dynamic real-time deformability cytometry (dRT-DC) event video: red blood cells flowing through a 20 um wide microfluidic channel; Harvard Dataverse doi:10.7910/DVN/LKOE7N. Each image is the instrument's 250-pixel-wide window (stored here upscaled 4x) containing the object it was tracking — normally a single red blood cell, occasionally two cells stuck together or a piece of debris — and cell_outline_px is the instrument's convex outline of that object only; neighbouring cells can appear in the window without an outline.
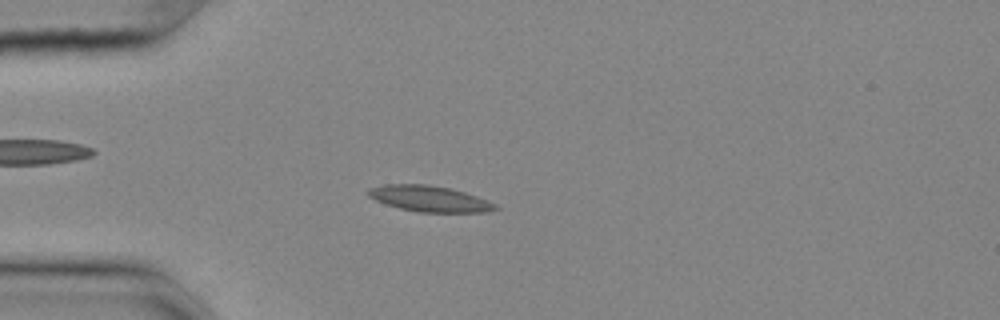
{"species": "common noctule bat (a hibernating species)", "species_latin": "Nyctalus noctula", "temperature_condition": "cold", "stored_images_in_passage": 56, "camera_frame_rate_fps": 3000, "um_per_image_px": 0.085, "animal": {"sex": "female", "body_mass_g": 25.1}, "frame": {"image": 1, "passage_image": 15, "time_ms": 4.667, "image_size_px": [1000, 320], "cell_outline_px": [[500, 208], [484, 212], [420, 212], [400, 208], [384, 204], [368, 196], [364, 192], [368, 188], [384, 184], [428, 184], [452, 188], [488, 200], [496, 204]], "centroid_in_image_um": [36.47, 16.88], "position_along_channel_um": 48.5, "area_um2": 19.36}}
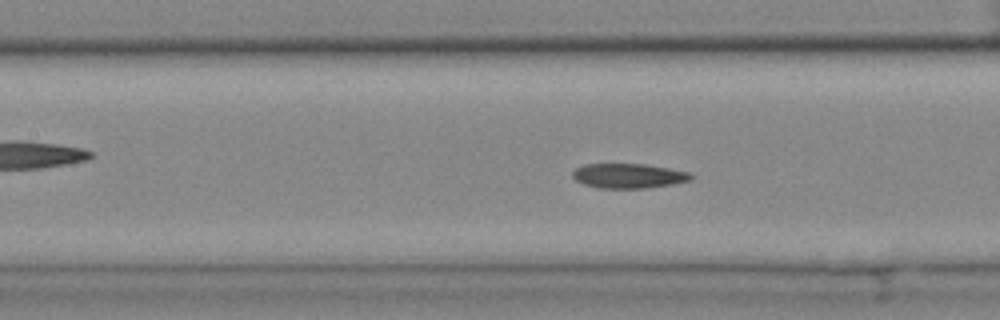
{"frame": {"image": 2, "passage_image": 25, "time_ms": 8.0, "image_size_px": [1000, 320], "cell_outline_px": [[696, 176], [692, 180], [672, 184], [648, 188], [600, 188], [584, 184], [576, 180], [572, 176], [572, 172], [576, 168], [584, 164], [644, 164], [668, 168], [688, 172]], "centroid_in_image_um": [53.45, 14.95], "position_along_channel_um": 154.0, "area_um2": 17.05}}
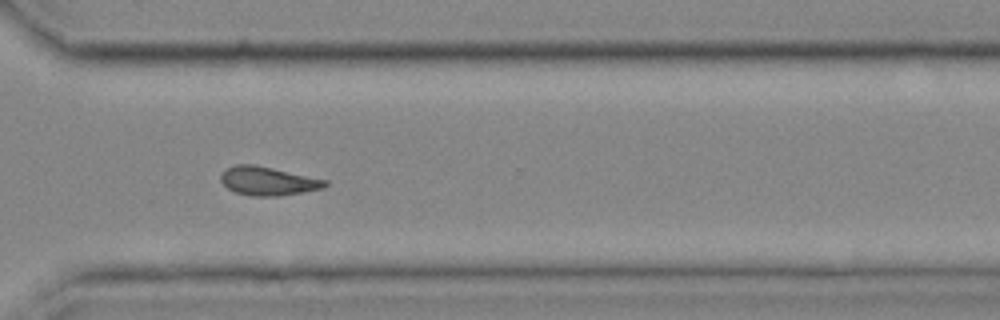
{"frame": {"image": 3, "passage_image": 41, "time_ms": 13.333, "image_size_px": [1000, 320], "cell_outline_px": [[328, 184], [324, 188], [304, 192], [280, 196], [252, 196], [236, 192], [228, 188], [220, 180], [220, 172], [224, 168], [236, 164], [252, 164], [272, 168], [328, 180]], "centroid_in_image_um": [22.76, 15.38], "position_along_channel_um": 347.8, "area_um2": 17.51}, "authors_computed_cell_mechanics": {"area_um2": 17.34, "velocity_mm_per_s": 3.6298, "shape_relaxation_time_tau1_ms": null, "shape_relaxation_time_tau2_ms": 4.6765, "deformation_change_tau1": null, "deformation_change_tau2": 0.0991}}